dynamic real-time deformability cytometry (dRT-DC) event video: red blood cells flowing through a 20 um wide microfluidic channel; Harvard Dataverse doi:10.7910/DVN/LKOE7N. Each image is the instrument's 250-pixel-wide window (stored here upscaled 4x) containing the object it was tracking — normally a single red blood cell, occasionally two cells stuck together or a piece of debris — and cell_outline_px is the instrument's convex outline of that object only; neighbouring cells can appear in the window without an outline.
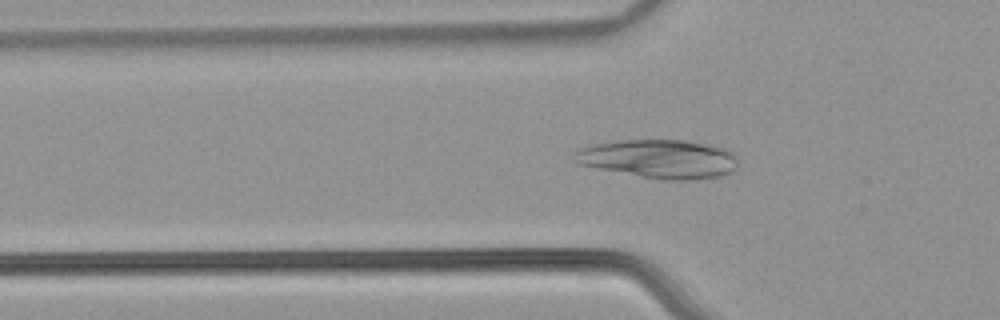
{"species": "common noctule bat (a hibernating species)", "species_latin": "Nyctalus noctula", "temperature_condition": "warm", "stored_images_in_passage": 55, "camera_frame_rate_fps": 3000, "um_per_image_px": 0.085, "animal": {"sex": "male", "body_mass_g": 21.5, "forearm_length_mm": 52.0}, "frame": {"image": 1, "passage_image": 19, "time_ms": 6.0, "image_size_px": [1000, 320], "cell_outline_px": [[736, 168], [720, 176], [688, 180], [664, 180], [640, 176], [580, 164], [576, 160], [576, 152], [580, 148], [592, 144], [620, 140], [684, 140], [724, 148], [732, 152], [736, 156]], "centroid_in_image_um": [56.04, 13.5], "position_along_channel_um": 69.8, "area_um2": 36.3}}
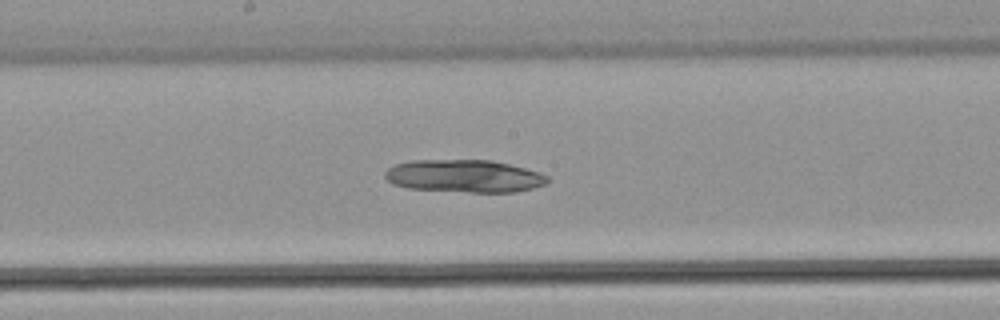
{"frame": {"image": 2, "passage_image": 30, "time_ms": 9.667, "image_size_px": [1000, 320], "cell_outline_px": [[548, 180], [544, 184], [532, 188], [516, 192], [468, 192], [408, 188], [392, 184], [384, 176], [384, 172], [392, 164], [412, 160], [492, 160], [540, 172], [548, 176]], "centroid_in_image_um": [39.42, 14.96], "position_along_channel_um": 208.8, "area_um2": 30.98}}
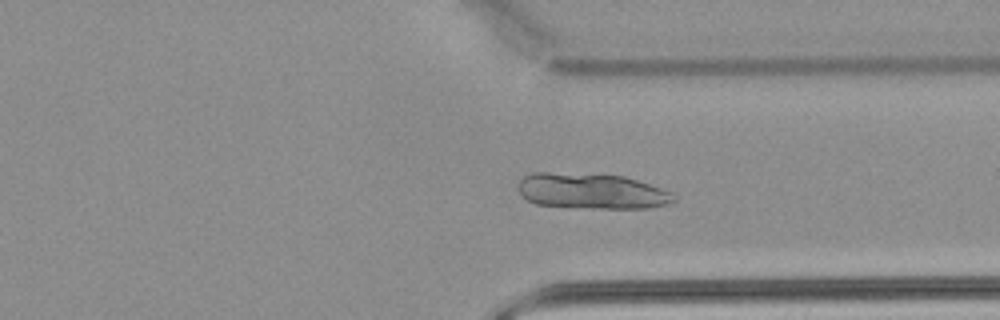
{"frame": {"image": 3, "passage_image": 42, "time_ms": 13.667, "image_size_px": [1000, 320], "cell_outline_px": [[676, 200], [668, 204], [652, 208], [588, 208], [536, 204], [520, 196], [520, 180], [524, 176], [532, 172], [548, 172], [624, 176], [672, 192], [676, 196]], "centroid_in_image_um": [50.3, 16.25], "position_along_channel_um": 361.1, "area_um2": 32.14}}